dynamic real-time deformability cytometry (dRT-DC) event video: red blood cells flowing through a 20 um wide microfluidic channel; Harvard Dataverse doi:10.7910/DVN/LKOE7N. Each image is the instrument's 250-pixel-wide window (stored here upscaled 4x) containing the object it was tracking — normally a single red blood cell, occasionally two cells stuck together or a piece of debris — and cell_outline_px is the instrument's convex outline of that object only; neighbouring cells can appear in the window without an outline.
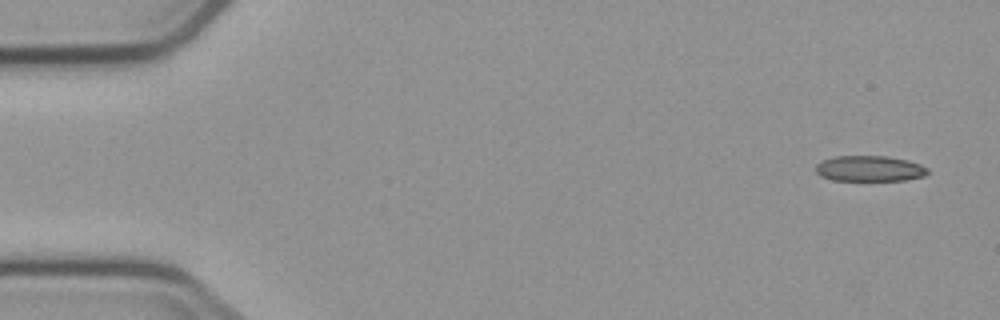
{"species": "common noctule bat (a hibernating species)", "species_latin": "Nyctalus noctula", "temperature_condition": "cold", "stored_images_in_passage": 6, "camera_frame_rate_fps": 3000, "um_per_image_px": 0.085, "animal": {"sex": "male", "body_mass_g": 23.1, "forearm_length_mm": 52.7}, "frame": {"image": 1, "passage_image": 1, "time_ms": 0.0, "image_size_px": [1000, 320], "cell_outline_px": [[928, 172], [924, 176], [904, 180], [832, 180], [820, 176], [816, 172], [816, 164], [820, 160], [836, 156], [888, 156], [908, 160], [920, 164], [928, 168]], "centroid_in_image_um": [73.89, 14.32], "position_along_channel_um": 11.1, "area_um2": 16.82}}
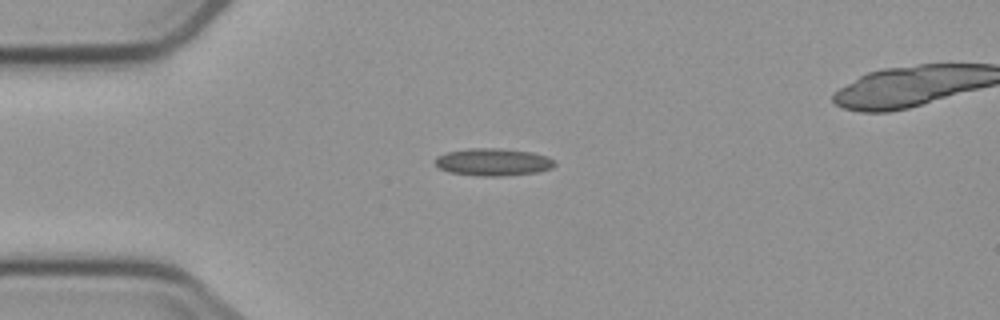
{"frame": {"image": 2, "passage_image": 4, "time_ms": 3.667, "image_size_px": [1000, 320], "cell_outline_px": [[556, 164], [552, 168], [536, 172], [500, 176], [484, 176], [448, 172], [440, 168], [432, 160], [436, 156], [448, 152], [468, 148], [500, 148], [532, 152], [548, 156]], "centroid_in_image_um": [41.89, 13.76], "position_along_channel_um": 43.1, "area_um2": 19.07}}
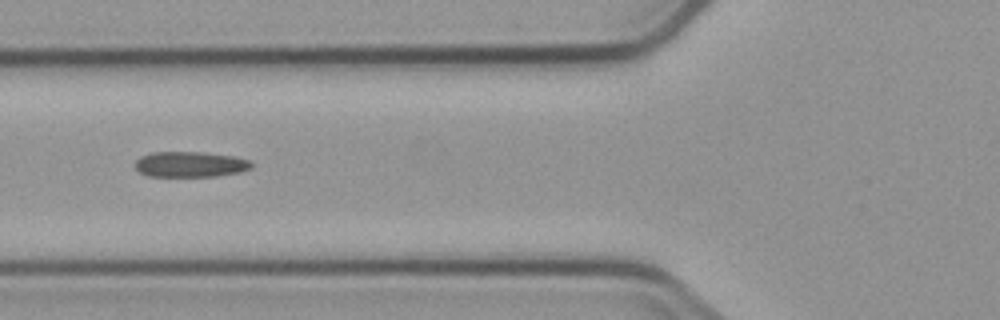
{"frame": {"image": 3, "passage_image": 6, "time_ms": 6.0, "image_size_px": [1000, 320], "cell_outline_px": [[252, 168], [240, 172], [216, 176], [148, 176], [140, 172], [136, 168], [136, 160], [140, 156], [152, 152], [204, 152], [236, 156], [248, 160], [252, 164]], "centroid_in_image_um": [16.18, 13.96], "position_along_channel_um": 109.6, "area_um2": 17.34}}